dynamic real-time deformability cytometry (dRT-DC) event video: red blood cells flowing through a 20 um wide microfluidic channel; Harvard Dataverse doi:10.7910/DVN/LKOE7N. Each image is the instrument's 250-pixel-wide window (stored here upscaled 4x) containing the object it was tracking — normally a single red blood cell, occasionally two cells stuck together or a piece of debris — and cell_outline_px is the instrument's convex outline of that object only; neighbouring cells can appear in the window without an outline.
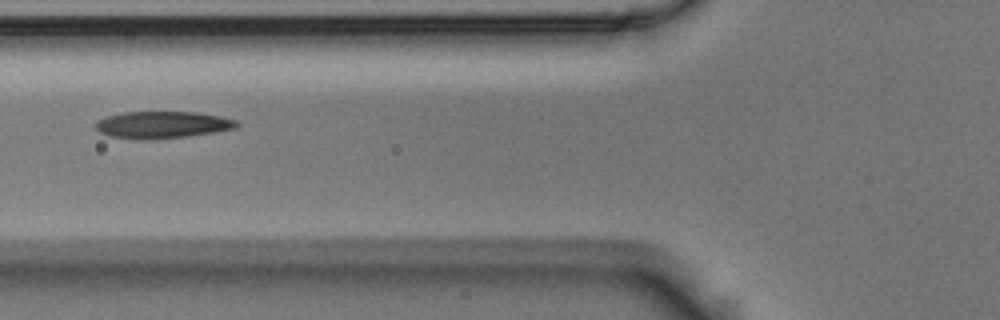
{"species": "Egyptian fruit bat (a non-hibernating species)", "species_latin": "Rousettus aegyptiacus", "temperature_condition": "room temperature", "stored_images_in_passage": 6, "camera_frame_rate_fps": 3000, "um_per_image_px": 0.085, "animal": {"sex": "male"}, "frame": {"image": 1, "passage_image": 6, "time_ms": 1.667, "image_size_px": [1000, 320], "cell_outline_px": [[240, 124], [236, 128], [188, 136], [152, 140], [136, 140], [112, 136], [100, 132], [96, 128], [96, 120], [108, 116], [124, 112], [196, 112], [220, 116], [236, 120]], "centroid_in_image_um": [13.8, 10.61], "position_along_channel_um": 112.0, "area_um2": 22.2}}